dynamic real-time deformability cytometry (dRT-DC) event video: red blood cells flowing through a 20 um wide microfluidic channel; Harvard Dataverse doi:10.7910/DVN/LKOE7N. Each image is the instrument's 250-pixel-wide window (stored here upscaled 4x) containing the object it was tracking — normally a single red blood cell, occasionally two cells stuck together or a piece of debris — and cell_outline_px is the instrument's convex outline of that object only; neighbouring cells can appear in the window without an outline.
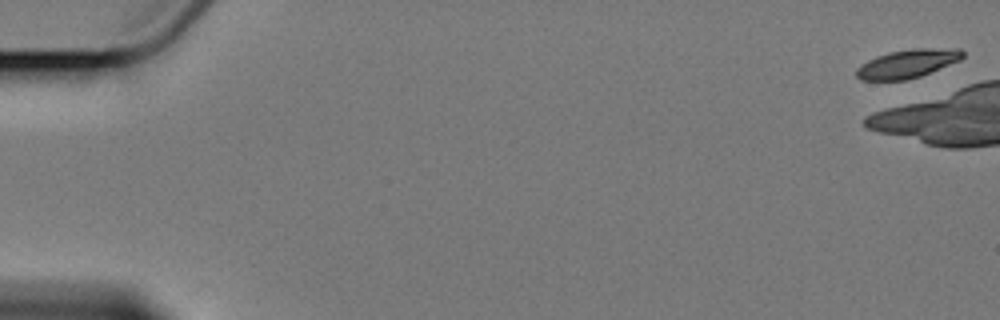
{"species": "Egyptian fruit bat (a non-hibernating species)", "species_latin": "Rousettus aegyptiacus", "temperature_condition": "cold", "stored_images_in_passage": 2, "camera_frame_rate_fps": 3000, "um_per_image_px": 0.085, "animal": {"sex": "female"}, "frame": {"image": 1, "passage_image": 1, "time_ms": 0.0, "image_size_px": [1000, 320], "cell_outline_px": [[964, 56], [960, 60], [920, 76], [904, 80], [860, 80], [856, 76], [856, 68], [868, 60], [876, 56], [888, 52], [912, 48], [960, 48], [964, 52]], "centroid_in_image_um": [77.14, 5.4], "position_along_channel_um": 7.9, "area_um2": 17.69}}